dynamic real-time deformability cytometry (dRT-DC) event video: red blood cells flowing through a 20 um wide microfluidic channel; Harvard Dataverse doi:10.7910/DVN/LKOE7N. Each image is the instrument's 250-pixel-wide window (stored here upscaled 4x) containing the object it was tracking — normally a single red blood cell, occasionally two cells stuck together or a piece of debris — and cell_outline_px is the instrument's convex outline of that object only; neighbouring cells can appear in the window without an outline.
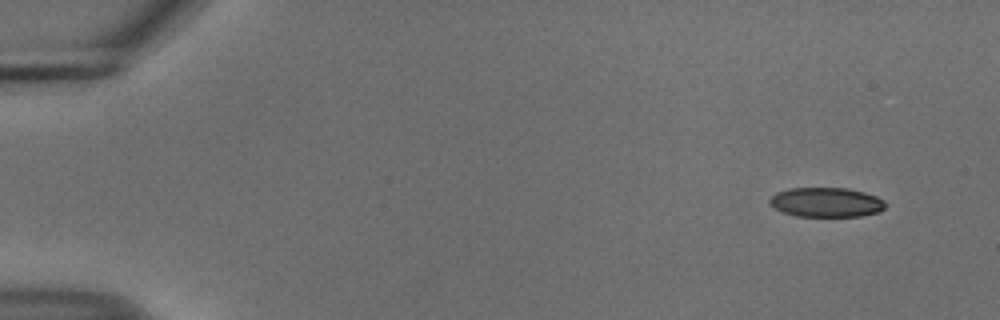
{"species": "common noctule bat (a hibernating species)", "species_latin": "Nyctalus noctula", "temperature_condition": "cold", "stored_images_in_passage": 51, "camera_frame_rate_fps": 3000, "um_per_image_px": 0.085, "animal": {"sex": "male", "body_mass_g": 18.8}, "frame": {"image": 1, "passage_image": 1, "time_ms": 0.0, "image_size_px": [1000, 320], "cell_outline_px": [[884, 208], [880, 212], [860, 216], [796, 216], [784, 212], [776, 208], [768, 200], [776, 192], [788, 188], [848, 188], [864, 192], [876, 196], [884, 200]], "centroid_in_image_um": [70.24, 17.19], "position_along_channel_um": 14.8, "area_um2": 19.83}}
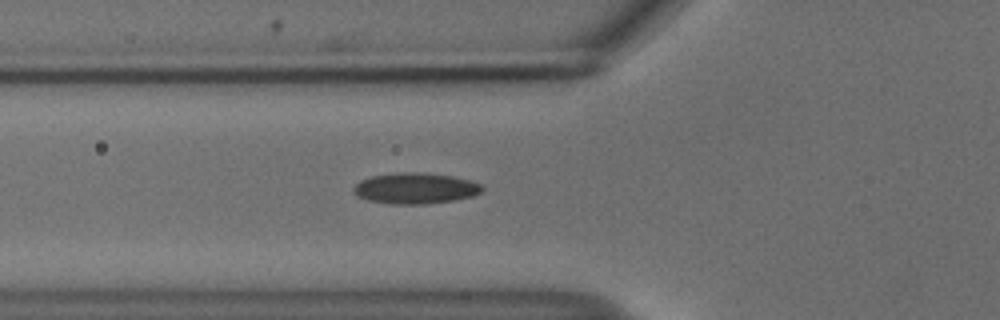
{"frame": {"image": 2, "passage_image": 17, "time_ms": 5.333, "image_size_px": [1000, 320], "cell_outline_px": [[484, 188], [480, 192], [472, 196], [456, 200], [428, 204], [388, 204], [368, 200], [356, 196], [352, 192], [352, 188], [360, 180], [372, 176], [400, 172], [420, 172], [452, 176], [468, 180], [480, 184]], "centroid_in_image_um": [35.26, 16.01], "position_along_channel_um": 90.5, "area_um2": 23.29}}
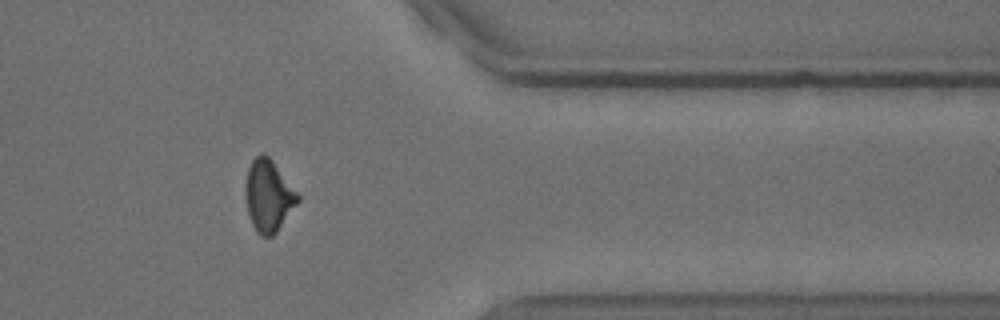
{"frame": {"image": 3, "passage_image": 42, "time_ms": 13.667, "image_size_px": [1000, 320], "cell_outline_px": [[300, 200], [276, 232], [272, 236], [260, 236], [256, 232], [252, 224], [248, 212], [244, 196], [244, 188], [248, 168], [252, 160], [260, 152], [264, 152], [272, 160], [300, 196]], "centroid_in_image_um": [22.79, 16.63], "position_along_channel_um": 388.6, "area_um2": 21.91}, "authors_computed_cell_mechanics": {"area_um2": 21.9062, "velocity_mm_per_s": 3.718, "shape_relaxation_time_tau1_ms": null, "shape_relaxation_time_tau2_ms": 3.6868, "deformation_change_tau1": null, "deformation_change_tau2": 0.1019}}